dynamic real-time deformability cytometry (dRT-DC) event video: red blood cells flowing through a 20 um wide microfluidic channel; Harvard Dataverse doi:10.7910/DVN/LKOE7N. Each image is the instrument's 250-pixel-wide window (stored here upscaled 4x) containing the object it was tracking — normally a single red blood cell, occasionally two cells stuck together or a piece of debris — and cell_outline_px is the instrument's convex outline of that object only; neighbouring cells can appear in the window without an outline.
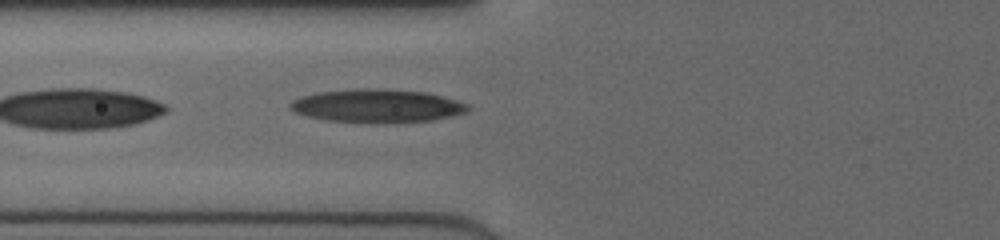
{"species": "human", "species_latin": "Homo sapiens", "temperature_condition": "cold", "stored_images_in_passage": 33, "camera_frame_rate_fps": 3000, "um_per_image_px": 0.085, "donor": {"sex": "female"}, "frame": {"image": 1, "passage_image": 3, "time_ms": 0.667, "image_size_px": [1000, 240], "cell_outline_px": [[468, 108], [464, 112], [452, 116], [432, 120], [328, 120], [308, 116], [296, 112], [288, 104], [292, 100], [300, 96], [320, 92], [360, 88], [376, 88], [424, 92], [456, 100], [468, 104]], "centroid_in_image_um": [32.02, 8.94], "position_along_channel_um": 93.8, "area_um2": 32.83}}
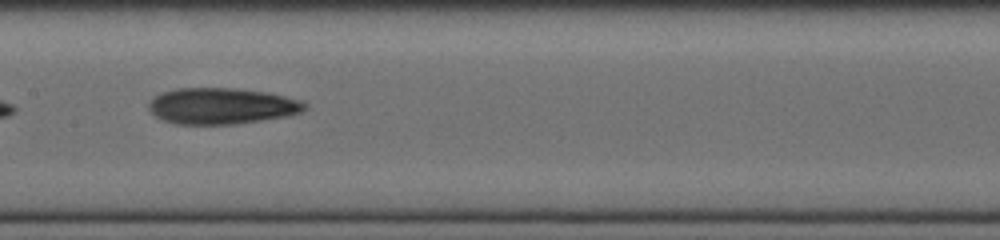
{"frame": {"image": 2, "passage_image": 10, "time_ms": 3.0, "image_size_px": [1000, 240], "cell_outline_px": [[308, 108], [300, 112], [288, 116], [232, 124], [176, 124], [164, 120], [156, 116], [148, 108], [148, 104], [160, 92], [176, 88], [236, 88], [268, 92], [304, 100], [308, 104]], "centroid_in_image_um": [18.89, 8.99], "position_along_channel_um": 188.5, "area_um2": 33.06}}
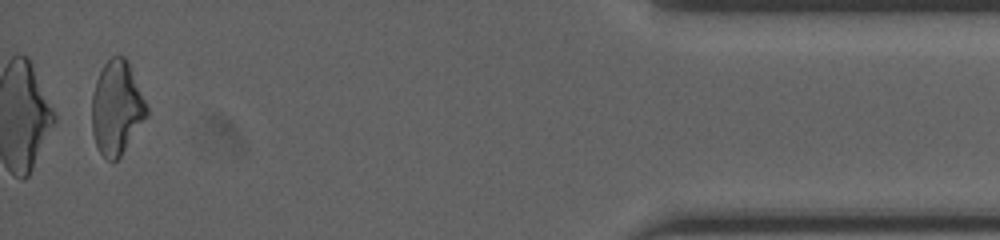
{"frame": {"image": 3, "passage_image": 32, "time_ms": 10.333, "image_size_px": [1000, 240], "cell_outline_px": [[148, 116], [120, 156], [112, 164], [100, 152], [96, 144], [92, 132], [92, 92], [96, 80], [104, 64], [112, 56], [124, 56], [128, 60], [148, 108]], "centroid_in_image_um": [9.92, 9.17], "position_along_channel_um": 425.3, "area_um2": 29.94}, "authors_computed_cell_mechanics": {"area_um2": 31.9634, "velocity_mm_per_s": 4.029, "shape_relaxation_time_tau1_ms": 6.8668, "shape_relaxation_time_tau2_ms": 3.8063, "deformation_change_tau1": 0.1989, "deformation_change_tau2": 0.1279}}